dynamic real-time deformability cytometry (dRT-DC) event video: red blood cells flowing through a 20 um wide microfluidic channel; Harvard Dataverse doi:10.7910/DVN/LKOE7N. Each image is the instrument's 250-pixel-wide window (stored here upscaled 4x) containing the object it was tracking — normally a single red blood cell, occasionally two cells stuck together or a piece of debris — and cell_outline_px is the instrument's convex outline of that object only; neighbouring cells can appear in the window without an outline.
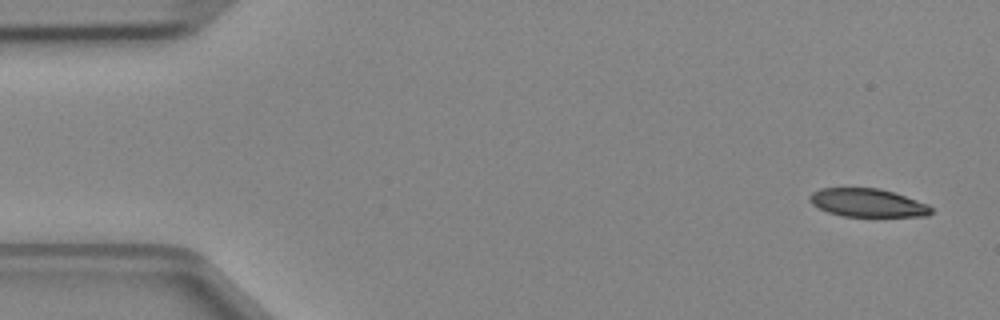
{"species": "Egyptian fruit bat (a non-hibernating species)", "species_latin": "Rousettus aegyptiacus", "temperature_condition": "cold", "stored_images_in_passage": 3, "camera_frame_rate_fps": 3000, "um_per_image_px": 0.085, "animal": {"sex": "female"}, "frame": {"image": 1, "passage_image": 1, "time_ms": 0.0, "image_size_px": [1000, 320], "cell_outline_px": [[932, 212], [928, 216], [844, 216], [828, 212], [812, 204], [808, 200], [808, 196], [812, 192], [820, 188], [880, 188], [928, 204], [932, 208]], "centroid_in_image_um": [73.72, 17.23], "position_along_channel_um": 11.3, "area_um2": 19.88}}